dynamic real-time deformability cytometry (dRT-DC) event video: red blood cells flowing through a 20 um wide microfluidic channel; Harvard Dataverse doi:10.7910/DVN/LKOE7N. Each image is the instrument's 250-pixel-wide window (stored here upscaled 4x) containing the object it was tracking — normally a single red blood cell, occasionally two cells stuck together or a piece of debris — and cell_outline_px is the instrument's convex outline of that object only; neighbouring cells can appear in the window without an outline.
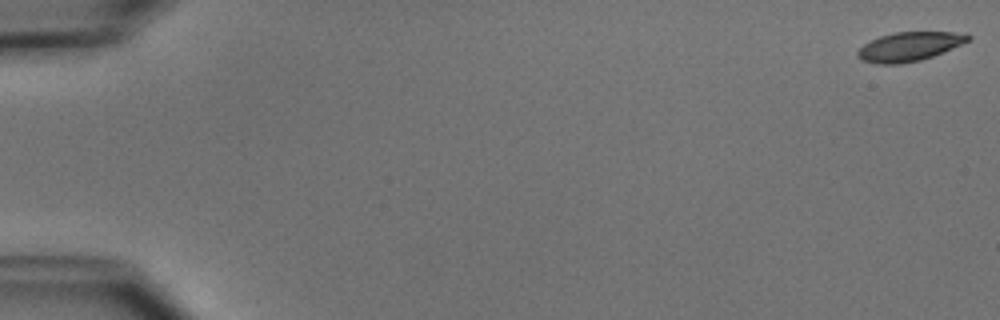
{"species": "common noctule bat (a hibernating species)", "species_latin": "Nyctalus noctula", "temperature_condition": "cold", "stored_images_in_passage": 52, "camera_frame_rate_fps": 3000, "um_per_image_px": 0.085, "animal": {"sex": "male", "body_mass_g": 15.6}, "frame": {"image": 1, "passage_image": 1, "time_ms": 0.0, "image_size_px": [1000, 320], "cell_outline_px": [[972, 40], [944, 52], [920, 60], [900, 64], [876, 64], [860, 60], [856, 56], [856, 52], [864, 44], [880, 36], [896, 32], [952, 32], [972, 36]], "centroid_in_image_um": [77.28, 3.97], "position_along_channel_um": 7.7, "area_um2": 18.73}}
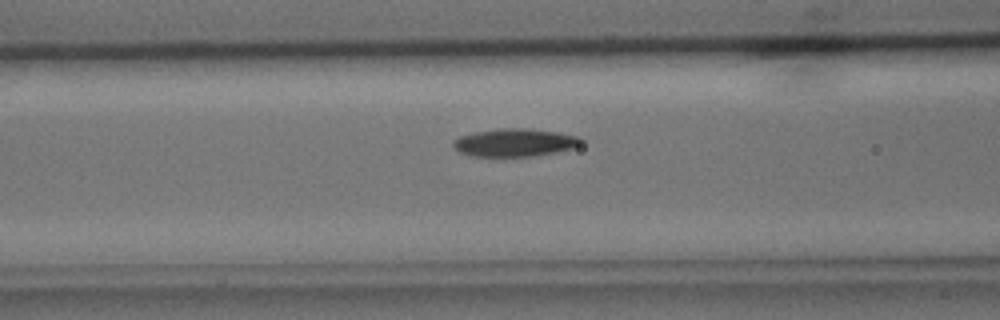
{"frame": {"image": 2, "passage_image": 22, "time_ms": 7.0, "image_size_px": [1000, 320], "cell_outline_px": [[584, 140], [580, 144], [572, 148], [556, 152], [536, 156], [468, 156], [460, 152], [452, 144], [460, 136], [476, 132], [496, 128], [528, 128], [556, 132], [580, 136]], "centroid_in_image_um": [43.78, 12.11], "position_along_channel_um": 122.8, "area_um2": 20.75}}
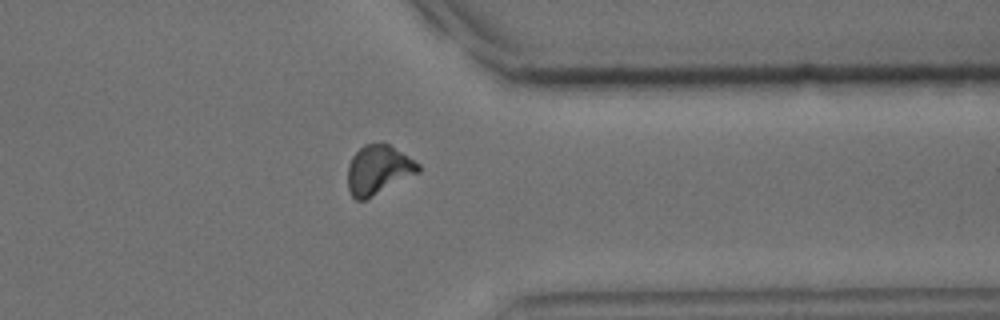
{"frame": {"image": 3, "passage_image": 42, "time_ms": 13.667, "image_size_px": [1000, 320], "cell_outline_px": [[420, 172], [364, 200], [356, 200], [352, 196], [348, 188], [348, 164], [352, 156], [364, 144], [388, 144], [420, 164]], "centroid_in_image_um": [32.14, 14.44], "position_along_channel_um": 379.3, "area_um2": 19.88}, "authors_computed_cell_mechanics": {"area_um2": 19.8832, "velocity_mm_per_s": 3.9052, "shape_relaxation_time_tau1_ms": 3.6912, "shape_relaxation_time_tau2_ms": 7.5991, "deformation_change_tau1": 0.1383, "deformation_change_tau2": 0.1424}}